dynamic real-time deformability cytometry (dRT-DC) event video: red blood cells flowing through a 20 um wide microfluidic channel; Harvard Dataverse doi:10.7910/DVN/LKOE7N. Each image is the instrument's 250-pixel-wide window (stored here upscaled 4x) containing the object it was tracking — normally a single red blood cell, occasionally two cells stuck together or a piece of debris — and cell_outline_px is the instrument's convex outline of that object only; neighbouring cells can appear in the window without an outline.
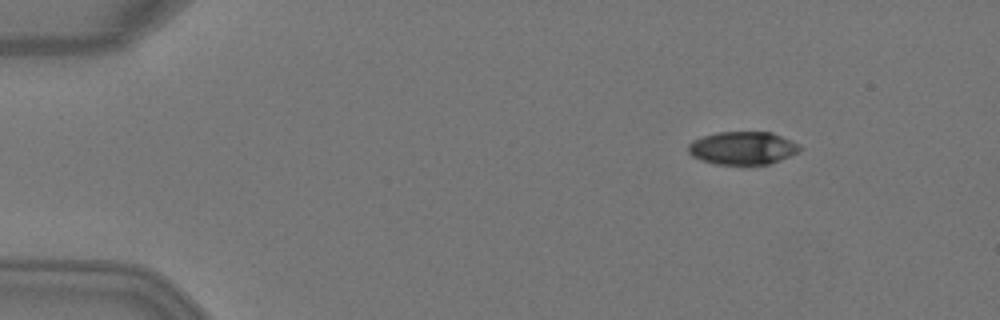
{"species": "Egyptian fruit bat (a non-hibernating species)", "species_latin": "Rousettus aegyptiacus", "temperature_condition": "warm", "stored_images_in_passage": 3, "camera_frame_rate_fps": 3000, "um_per_image_px": 0.085, "animal": {"sex": "female"}, "frame": {"image": 1, "passage_image": 1, "time_ms": 0.0, "image_size_px": [1000, 320], "cell_outline_px": [[800, 148], [796, 152], [780, 160], [768, 164], [748, 168], [744, 168], [716, 164], [700, 160], [692, 156], [688, 152], [688, 144], [692, 140], [716, 132], [772, 132], [792, 140], [800, 144]], "centroid_in_image_um": [63.1, 12.63], "position_along_channel_um": 21.9, "area_um2": 22.2}}